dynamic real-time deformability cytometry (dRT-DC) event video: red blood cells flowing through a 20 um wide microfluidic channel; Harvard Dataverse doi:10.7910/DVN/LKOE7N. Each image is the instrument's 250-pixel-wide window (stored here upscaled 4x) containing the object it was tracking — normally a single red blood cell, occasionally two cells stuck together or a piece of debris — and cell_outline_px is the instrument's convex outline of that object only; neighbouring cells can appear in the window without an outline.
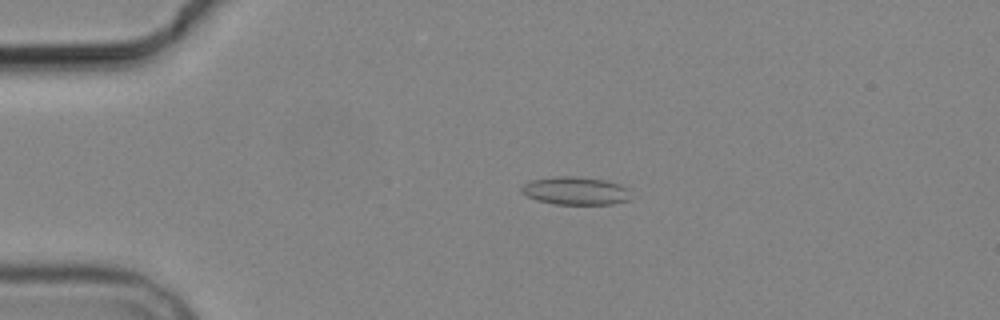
{"species": "common noctule bat (a hibernating species)", "species_latin": "Nyctalus noctula", "temperature_condition": "cold", "stored_images_in_passage": 5, "camera_frame_rate_fps": 3000, "um_per_image_px": 0.085, "animal": {"sex": "male", "body_mass_g": 19.2, "forearm_length_mm": 51.8}, "frame": {"image": 1, "passage_image": 2, "time_ms": 1.0, "image_size_px": [1000, 320], "cell_outline_px": [[632, 200], [612, 204], [556, 204], [536, 200], [524, 196], [520, 192], [520, 188], [524, 184], [532, 180], [552, 176], [576, 176], [608, 180], [620, 184], [628, 188]], "centroid_in_image_um": [48.92, 16.21], "position_along_channel_um": 36.1, "area_um2": 18.26}}
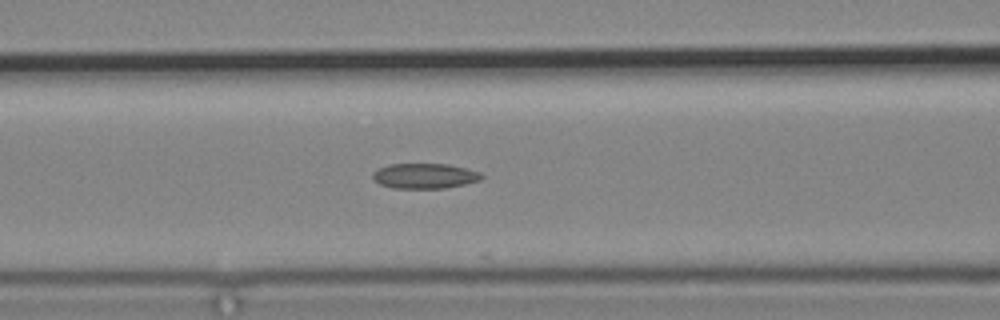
{"frame": {"image": 2, "passage_image": 5, "time_ms": 4.667, "image_size_px": [1000, 320], "cell_outline_px": [[484, 176], [480, 180], [464, 184], [444, 188], [392, 188], [380, 184], [372, 176], [372, 172], [388, 164], [448, 164], [480, 172]], "centroid_in_image_um": [36.09, 14.95], "position_along_channel_um": 130.5, "area_um2": 15.84}}